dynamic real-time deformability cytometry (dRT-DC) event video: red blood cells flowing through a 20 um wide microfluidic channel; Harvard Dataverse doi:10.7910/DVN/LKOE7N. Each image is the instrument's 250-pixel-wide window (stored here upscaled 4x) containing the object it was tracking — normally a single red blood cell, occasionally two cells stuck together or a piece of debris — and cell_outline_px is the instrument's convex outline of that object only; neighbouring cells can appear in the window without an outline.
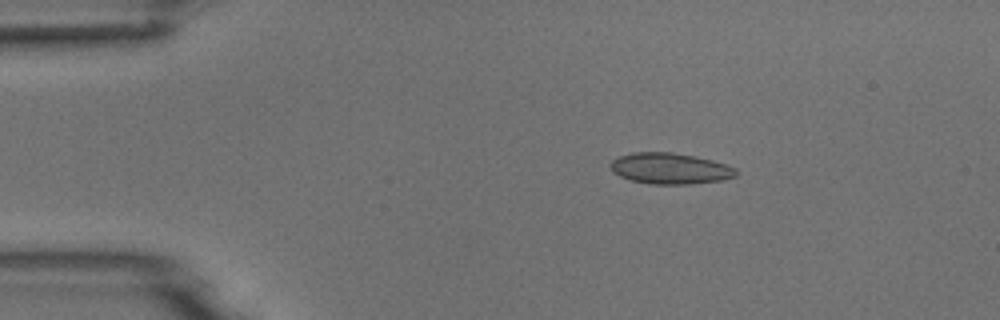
{"species": "common noctule bat (a hibernating species)", "species_latin": "Nyctalus noctula", "temperature_condition": "room temperature", "stored_images_in_passage": 5, "camera_frame_rate_fps": 3000, "um_per_image_px": 0.085, "animal": {"sex": "male", "body_mass_g": 18.8}, "frame": {"image": 1, "passage_image": 2, "time_ms": 1.0, "image_size_px": [1000, 320], "cell_outline_px": [[736, 176], [724, 180], [692, 184], [648, 184], [632, 180], [620, 176], [612, 172], [608, 164], [612, 160], [620, 156], [632, 152], [672, 152], [696, 156], [728, 164], [736, 168]], "centroid_in_image_um": [56.96, 14.32], "position_along_channel_um": 28.0, "area_um2": 23.0}}
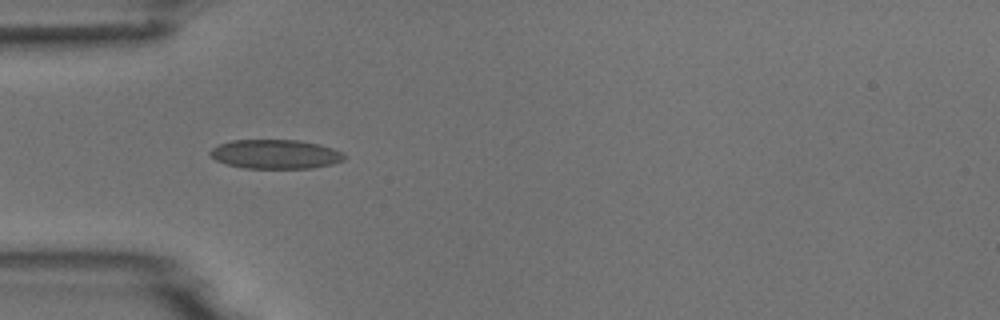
{"frame": {"image": 2, "passage_image": 4, "time_ms": 3.333, "image_size_px": [1000, 320], "cell_outline_px": [[344, 160], [332, 164], [312, 168], [244, 168], [228, 164], [216, 160], [208, 152], [212, 148], [220, 144], [232, 140], [296, 140], [320, 144], [344, 152]], "centroid_in_image_um": [23.43, 13.1], "position_along_channel_um": 61.6, "area_um2": 22.72}}